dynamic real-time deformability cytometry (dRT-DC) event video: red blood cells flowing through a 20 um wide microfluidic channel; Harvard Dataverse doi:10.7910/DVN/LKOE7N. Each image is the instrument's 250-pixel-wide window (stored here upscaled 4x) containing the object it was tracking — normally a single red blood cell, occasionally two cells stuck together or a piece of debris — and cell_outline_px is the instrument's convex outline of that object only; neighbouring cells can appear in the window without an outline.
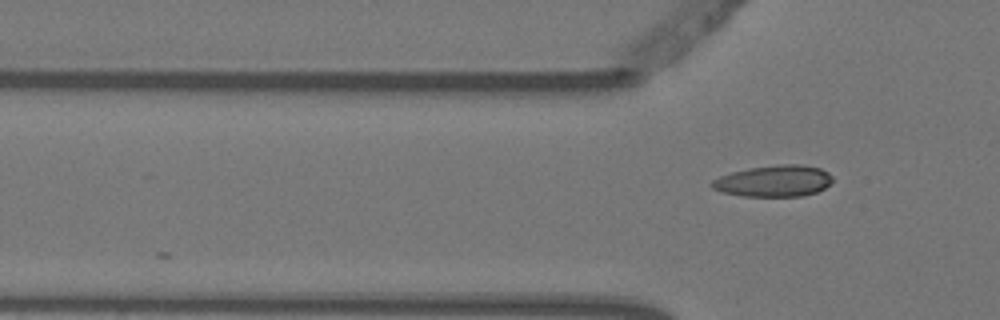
{"species": "Egyptian fruit bat (a non-hibernating species)", "species_latin": "Rousettus aegyptiacus", "temperature_condition": "warm", "stored_images_in_passage": 2, "camera_frame_rate_fps": 3000, "um_per_image_px": 0.085, "animal": {"sex": "female"}, "frame": {"image": 1, "passage_image": 2, "time_ms": 0.333, "image_size_px": [1000, 320], "cell_outline_px": [[832, 180], [824, 188], [816, 192], [804, 196], [744, 196], [720, 192], [712, 188], [708, 184], [712, 180], [720, 176], [732, 172], [748, 168], [776, 164], [804, 164], [820, 168], [828, 172], [832, 176]], "centroid_in_image_um": [65.75, 15.38], "position_along_channel_um": 60.0, "area_um2": 22.31}}